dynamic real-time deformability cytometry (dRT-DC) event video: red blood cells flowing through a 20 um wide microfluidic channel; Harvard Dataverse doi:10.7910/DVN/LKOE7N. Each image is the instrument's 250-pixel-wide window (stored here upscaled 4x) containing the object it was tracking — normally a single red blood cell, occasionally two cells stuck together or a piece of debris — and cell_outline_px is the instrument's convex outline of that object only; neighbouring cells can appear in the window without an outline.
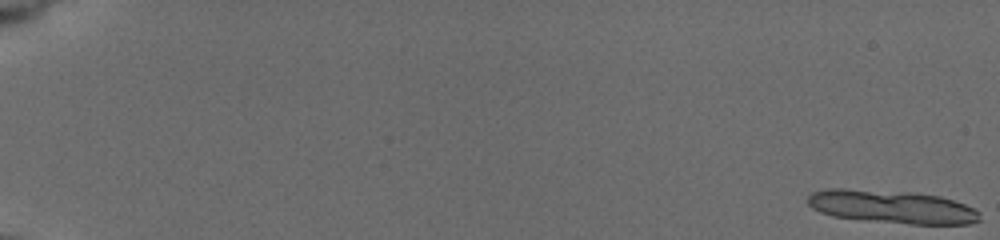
{"species": "common noctule bat (a hibernating species)", "species_latin": "Nyctalus noctula", "temperature_condition": "cold", "stored_images_in_passage": 13, "camera_frame_rate_fps": 3000, "um_per_image_px": 0.085, "animal": {"sex": "female", "body_mass_g": 19.5, "forearm_length_mm": 54.1}, "frame": {"image": 1, "passage_image": 1, "time_ms": 0.0, "image_size_px": [1000, 240], "cell_outline_px": [[980, 220], [968, 224], [912, 224], [868, 220], [832, 216], [820, 212], [812, 208], [808, 204], [808, 196], [812, 192], [828, 188], [844, 188], [908, 192], [940, 196], [964, 204], [980, 212]], "centroid_in_image_um": [75.79, 17.57], "position_along_channel_um": 9.2, "area_um2": 33.06}}